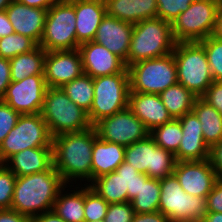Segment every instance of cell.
Wrapping results in <instances>:
<instances>
[{
  "label": "cell",
  "mask_w": 222,
  "mask_h": 222,
  "mask_svg": "<svg viewBox=\"0 0 222 222\" xmlns=\"http://www.w3.org/2000/svg\"><path fill=\"white\" fill-rule=\"evenodd\" d=\"M97 138L94 126L53 137V167L66 185L72 181L76 183L77 179L83 181L84 178L91 184L92 150Z\"/></svg>",
  "instance_id": "obj_1"
},
{
  "label": "cell",
  "mask_w": 222,
  "mask_h": 222,
  "mask_svg": "<svg viewBox=\"0 0 222 222\" xmlns=\"http://www.w3.org/2000/svg\"><path fill=\"white\" fill-rule=\"evenodd\" d=\"M65 185L53 165L46 171L17 177L11 209L30 218L51 211Z\"/></svg>",
  "instance_id": "obj_2"
},
{
  "label": "cell",
  "mask_w": 222,
  "mask_h": 222,
  "mask_svg": "<svg viewBox=\"0 0 222 222\" xmlns=\"http://www.w3.org/2000/svg\"><path fill=\"white\" fill-rule=\"evenodd\" d=\"M176 43L170 22L152 18L134 24L127 68L136 62L172 53Z\"/></svg>",
  "instance_id": "obj_3"
},
{
  "label": "cell",
  "mask_w": 222,
  "mask_h": 222,
  "mask_svg": "<svg viewBox=\"0 0 222 222\" xmlns=\"http://www.w3.org/2000/svg\"><path fill=\"white\" fill-rule=\"evenodd\" d=\"M52 137L90 128L87 112L77 106L61 87H48L40 112Z\"/></svg>",
  "instance_id": "obj_4"
},
{
  "label": "cell",
  "mask_w": 222,
  "mask_h": 222,
  "mask_svg": "<svg viewBox=\"0 0 222 222\" xmlns=\"http://www.w3.org/2000/svg\"><path fill=\"white\" fill-rule=\"evenodd\" d=\"M173 55L178 83L201 97L214 81L203 45L199 41L177 42Z\"/></svg>",
  "instance_id": "obj_5"
},
{
  "label": "cell",
  "mask_w": 222,
  "mask_h": 222,
  "mask_svg": "<svg viewBox=\"0 0 222 222\" xmlns=\"http://www.w3.org/2000/svg\"><path fill=\"white\" fill-rule=\"evenodd\" d=\"M159 210L171 222H201L207 214L206 198L187 194L175 174L160 180Z\"/></svg>",
  "instance_id": "obj_6"
},
{
  "label": "cell",
  "mask_w": 222,
  "mask_h": 222,
  "mask_svg": "<svg viewBox=\"0 0 222 222\" xmlns=\"http://www.w3.org/2000/svg\"><path fill=\"white\" fill-rule=\"evenodd\" d=\"M39 46L46 52L78 49L74 0H61L47 10Z\"/></svg>",
  "instance_id": "obj_7"
},
{
  "label": "cell",
  "mask_w": 222,
  "mask_h": 222,
  "mask_svg": "<svg viewBox=\"0 0 222 222\" xmlns=\"http://www.w3.org/2000/svg\"><path fill=\"white\" fill-rule=\"evenodd\" d=\"M130 92L160 94L178 83L173 52L162 57L136 62L128 67Z\"/></svg>",
  "instance_id": "obj_8"
},
{
  "label": "cell",
  "mask_w": 222,
  "mask_h": 222,
  "mask_svg": "<svg viewBox=\"0 0 222 222\" xmlns=\"http://www.w3.org/2000/svg\"><path fill=\"white\" fill-rule=\"evenodd\" d=\"M94 99L87 113L94 126L98 121L128 108L130 92L129 73H119L93 78Z\"/></svg>",
  "instance_id": "obj_9"
},
{
  "label": "cell",
  "mask_w": 222,
  "mask_h": 222,
  "mask_svg": "<svg viewBox=\"0 0 222 222\" xmlns=\"http://www.w3.org/2000/svg\"><path fill=\"white\" fill-rule=\"evenodd\" d=\"M53 137L40 113L21 114L17 124L0 144V164L14 154L36 147H52Z\"/></svg>",
  "instance_id": "obj_10"
},
{
  "label": "cell",
  "mask_w": 222,
  "mask_h": 222,
  "mask_svg": "<svg viewBox=\"0 0 222 222\" xmlns=\"http://www.w3.org/2000/svg\"><path fill=\"white\" fill-rule=\"evenodd\" d=\"M220 0H196L172 22L176 42H195L212 35Z\"/></svg>",
  "instance_id": "obj_11"
},
{
  "label": "cell",
  "mask_w": 222,
  "mask_h": 222,
  "mask_svg": "<svg viewBox=\"0 0 222 222\" xmlns=\"http://www.w3.org/2000/svg\"><path fill=\"white\" fill-rule=\"evenodd\" d=\"M124 161L139 173L158 180L173 174L177 162L175 155L158 146L150 135L125 147Z\"/></svg>",
  "instance_id": "obj_12"
},
{
  "label": "cell",
  "mask_w": 222,
  "mask_h": 222,
  "mask_svg": "<svg viewBox=\"0 0 222 222\" xmlns=\"http://www.w3.org/2000/svg\"><path fill=\"white\" fill-rule=\"evenodd\" d=\"M94 127L100 139L124 147L145 139L150 133L129 108L101 119Z\"/></svg>",
  "instance_id": "obj_13"
},
{
  "label": "cell",
  "mask_w": 222,
  "mask_h": 222,
  "mask_svg": "<svg viewBox=\"0 0 222 222\" xmlns=\"http://www.w3.org/2000/svg\"><path fill=\"white\" fill-rule=\"evenodd\" d=\"M47 88L44 75H32L11 81L2 100L20 114L40 113Z\"/></svg>",
  "instance_id": "obj_14"
},
{
  "label": "cell",
  "mask_w": 222,
  "mask_h": 222,
  "mask_svg": "<svg viewBox=\"0 0 222 222\" xmlns=\"http://www.w3.org/2000/svg\"><path fill=\"white\" fill-rule=\"evenodd\" d=\"M182 189L192 196L206 198L218 179L210 159L178 161L174 172Z\"/></svg>",
  "instance_id": "obj_15"
},
{
  "label": "cell",
  "mask_w": 222,
  "mask_h": 222,
  "mask_svg": "<svg viewBox=\"0 0 222 222\" xmlns=\"http://www.w3.org/2000/svg\"><path fill=\"white\" fill-rule=\"evenodd\" d=\"M83 73L82 59L78 49L46 52L44 77L47 87H62Z\"/></svg>",
  "instance_id": "obj_16"
},
{
  "label": "cell",
  "mask_w": 222,
  "mask_h": 222,
  "mask_svg": "<svg viewBox=\"0 0 222 222\" xmlns=\"http://www.w3.org/2000/svg\"><path fill=\"white\" fill-rule=\"evenodd\" d=\"M78 50L82 59L83 72L92 78L129 73L121 58L94 41L80 44Z\"/></svg>",
  "instance_id": "obj_17"
},
{
  "label": "cell",
  "mask_w": 222,
  "mask_h": 222,
  "mask_svg": "<svg viewBox=\"0 0 222 222\" xmlns=\"http://www.w3.org/2000/svg\"><path fill=\"white\" fill-rule=\"evenodd\" d=\"M183 137L180 142L176 161H201L210 158V148L203 139L202 125L192 111L178 118Z\"/></svg>",
  "instance_id": "obj_18"
},
{
  "label": "cell",
  "mask_w": 222,
  "mask_h": 222,
  "mask_svg": "<svg viewBox=\"0 0 222 222\" xmlns=\"http://www.w3.org/2000/svg\"><path fill=\"white\" fill-rule=\"evenodd\" d=\"M133 24L106 15L97 28L94 42L105 46L121 58L127 66Z\"/></svg>",
  "instance_id": "obj_19"
},
{
  "label": "cell",
  "mask_w": 222,
  "mask_h": 222,
  "mask_svg": "<svg viewBox=\"0 0 222 222\" xmlns=\"http://www.w3.org/2000/svg\"><path fill=\"white\" fill-rule=\"evenodd\" d=\"M48 9L26 6L13 0L5 9L15 33L33 39L38 45L42 38Z\"/></svg>",
  "instance_id": "obj_20"
},
{
  "label": "cell",
  "mask_w": 222,
  "mask_h": 222,
  "mask_svg": "<svg viewBox=\"0 0 222 222\" xmlns=\"http://www.w3.org/2000/svg\"><path fill=\"white\" fill-rule=\"evenodd\" d=\"M128 108L149 132L173 119L158 94L129 92Z\"/></svg>",
  "instance_id": "obj_21"
},
{
  "label": "cell",
  "mask_w": 222,
  "mask_h": 222,
  "mask_svg": "<svg viewBox=\"0 0 222 222\" xmlns=\"http://www.w3.org/2000/svg\"><path fill=\"white\" fill-rule=\"evenodd\" d=\"M77 41H93L97 28L106 16L104 0H74Z\"/></svg>",
  "instance_id": "obj_22"
},
{
  "label": "cell",
  "mask_w": 222,
  "mask_h": 222,
  "mask_svg": "<svg viewBox=\"0 0 222 222\" xmlns=\"http://www.w3.org/2000/svg\"><path fill=\"white\" fill-rule=\"evenodd\" d=\"M4 164L16 177L46 171L53 165L52 147L28 148L14 154Z\"/></svg>",
  "instance_id": "obj_23"
},
{
  "label": "cell",
  "mask_w": 222,
  "mask_h": 222,
  "mask_svg": "<svg viewBox=\"0 0 222 222\" xmlns=\"http://www.w3.org/2000/svg\"><path fill=\"white\" fill-rule=\"evenodd\" d=\"M104 3L106 15L133 25L157 18V0H104Z\"/></svg>",
  "instance_id": "obj_24"
},
{
  "label": "cell",
  "mask_w": 222,
  "mask_h": 222,
  "mask_svg": "<svg viewBox=\"0 0 222 222\" xmlns=\"http://www.w3.org/2000/svg\"><path fill=\"white\" fill-rule=\"evenodd\" d=\"M125 158V147L104 141L99 137L94 141L91 164V183L105 175L115 171Z\"/></svg>",
  "instance_id": "obj_25"
},
{
  "label": "cell",
  "mask_w": 222,
  "mask_h": 222,
  "mask_svg": "<svg viewBox=\"0 0 222 222\" xmlns=\"http://www.w3.org/2000/svg\"><path fill=\"white\" fill-rule=\"evenodd\" d=\"M192 111L202 125L203 139L211 149L222 141V115L201 97H197Z\"/></svg>",
  "instance_id": "obj_26"
},
{
  "label": "cell",
  "mask_w": 222,
  "mask_h": 222,
  "mask_svg": "<svg viewBox=\"0 0 222 222\" xmlns=\"http://www.w3.org/2000/svg\"><path fill=\"white\" fill-rule=\"evenodd\" d=\"M46 51L39 45L26 53L10 60L11 81H21L32 75H44Z\"/></svg>",
  "instance_id": "obj_27"
},
{
  "label": "cell",
  "mask_w": 222,
  "mask_h": 222,
  "mask_svg": "<svg viewBox=\"0 0 222 222\" xmlns=\"http://www.w3.org/2000/svg\"><path fill=\"white\" fill-rule=\"evenodd\" d=\"M64 188L67 185L59 191L52 210L66 222H85L84 187L78 190L80 187L76 186V191L70 190L72 193L64 191Z\"/></svg>",
  "instance_id": "obj_28"
},
{
  "label": "cell",
  "mask_w": 222,
  "mask_h": 222,
  "mask_svg": "<svg viewBox=\"0 0 222 222\" xmlns=\"http://www.w3.org/2000/svg\"><path fill=\"white\" fill-rule=\"evenodd\" d=\"M162 103L174 119L192 112L194 102L197 98L191 91L180 83L169 86L160 94Z\"/></svg>",
  "instance_id": "obj_29"
},
{
  "label": "cell",
  "mask_w": 222,
  "mask_h": 222,
  "mask_svg": "<svg viewBox=\"0 0 222 222\" xmlns=\"http://www.w3.org/2000/svg\"><path fill=\"white\" fill-rule=\"evenodd\" d=\"M90 187L109 204L128 202V192H124L123 178L115 171L95 179Z\"/></svg>",
  "instance_id": "obj_30"
},
{
  "label": "cell",
  "mask_w": 222,
  "mask_h": 222,
  "mask_svg": "<svg viewBox=\"0 0 222 222\" xmlns=\"http://www.w3.org/2000/svg\"><path fill=\"white\" fill-rule=\"evenodd\" d=\"M61 89L77 106L87 113L90 111L94 99V83L91 76L83 73L80 77L65 83Z\"/></svg>",
  "instance_id": "obj_31"
},
{
  "label": "cell",
  "mask_w": 222,
  "mask_h": 222,
  "mask_svg": "<svg viewBox=\"0 0 222 222\" xmlns=\"http://www.w3.org/2000/svg\"><path fill=\"white\" fill-rule=\"evenodd\" d=\"M160 180L148 177L141 181L138 195L131 200L134 213H149L159 210Z\"/></svg>",
  "instance_id": "obj_32"
},
{
  "label": "cell",
  "mask_w": 222,
  "mask_h": 222,
  "mask_svg": "<svg viewBox=\"0 0 222 222\" xmlns=\"http://www.w3.org/2000/svg\"><path fill=\"white\" fill-rule=\"evenodd\" d=\"M149 135L155 143L166 151L176 154L183 137L179 119H172L165 124L154 128Z\"/></svg>",
  "instance_id": "obj_33"
},
{
  "label": "cell",
  "mask_w": 222,
  "mask_h": 222,
  "mask_svg": "<svg viewBox=\"0 0 222 222\" xmlns=\"http://www.w3.org/2000/svg\"><path fill=\"white\" fill-rule=\"evenodd\" d=\"M38 44L31 38L13 33L0 38V57L11 59L35 49Z\"/></svg>",
  "instance_id": "obj_34"
},
{
  "label": "cell",
  "mask_w": 222,
  "mask_h": 222,
  "mask_svg": "<svg viewBox=\"0 0 222 222\" xmlns=\"http://www.w3.org/2000/svg\"><path fill=\"white\" fill-rule=\"evenodd\" d=\"M86 184L83 185L85 221L102 220L107 214L109 203H107L98 193H96L90 187V185H88V183Z\"/></svg>",
  "instance_id": "obj_35"
},
{
  "label": "cell",
  "mask_w": 222,
  "mask_h": 222,
  "mask_svg": "<svg viewBox=\"0 0 222 222\" xmlns=\"http://www.w3.org/2000/svg\"><path fill=\"white\" fill-rule=\"evenodd\" d=\"M204 49L214 81H222V40L210 35L199 41Z\"/></svg>",
  "instance_id": "obj_36"
},
{
  "label": "cell",
  "mask_w": 222,
  "mask_h": 222,
  "mask_svg": "<svg viewBox=\"0 0 222 222\" xmlns=\"http://www.w3.org/2000/svg\"><path fill=\"white\" fill-rule=\"evenodd\" d=\"M115 172L119 176H122L124 192H128V202H130L138 195L141 181H146L148 176L139 173L133 166L125 161L115 170Z\"/></svg>",
  "instance_id": "obj_37"
},
{
  "label": "cell",
  "mask_w": 222,
  "mask_h": 222,
  "mask_svg": "<svg viewBox=\"0 0 222 222\" xmlns=\"http://www.w3.org/2000/svg\"><path fill=\"white\" fill-rule=\"evenodd\" d=\"M16 179V175L5 164H0V209L11 208Z\"/></svg>",
  "instance_id": "obj_38"
},
{
  "label": "cell",
  "mask_w": 222,
  "mask_h": 222,
  "mask_svg": "<svg viewBox=\"0 0 222 222\" xmlns=\"http://www.w3.org/2000/svg\"><path fill=\"white\" fill-rule=\"evenodd\" d=\"M196 0H157V18L172 22Z\"/></svg>",
  "instance_id": "obj_39"
},
{
  "label": "cell",
  "mask_w": 222,
  "mask_h": 222,
  "mask_svg": "<svg viewBox=\"0 0 222 222\" xmlns=\"http://www.w3.org/2000/svg\"><path fill=\"white\" fill-rule=\"evenodd\" d=\"M20 115L19 112L0 99V144L15 127Z\"/></svg>",
  "instance_id": "obj_40"
},
{
  "label": "cell",
  "mask_w": 222,
  "mask_h": 222,
  "mask_svg": "<svg viewBox=\"0 0 222 222\" xmlns=\"http://www.w3.org/2000/svg\"><path fill=\"white\" fill-rule=\"evenodd\" d=\"M134 209L131 202L111 203L109 204L107 214L104 217L105 222H132Z\"/></svg>",
  "instance_id": "obj_41"
},
{
  "label": "cell",
  "mask_w": 222,
  "mask_h": 222,
  "mask_svg": "<svg viewBox=\"0 0 222 222\" xmlns=\"http://www.w3.org/2000/svg\"><path fill=\"white\" fill-rule=\"evenodd\" d=\"M201 98L222 115V81H213Z\"/></svg>",
  "instance_id": "obj_42"
},
{
  "label": "cell",
  "mask_w": 222,
  "mask_h": 222,
  "mask_svg": "<svg viewBox=\"0 0 222 222\" xmlns=\"http://www.w3.org/2000/svg\"><path fill=\"white\" fill-rule=\"evenodd\" d=\"M207 212L222 213V178H218L206 197Z\"/></svg>",
  "instance_id": "obj_43"
},
{
  "label": "cell",
  "mask_w": 222,
  "mask_h": 222,
  "mask_svg": "<svg viewBox=\"0 0 222 222\" xmlns=\"http://www.w3.org/2000/svg\"><path fill=\"white\" fill-rule=\"evenodd\" d=\"M11 84L10 60L0 57V99L5 95Z\"/></svg>",
  "instance_id": "obj_44"
},
{
  "label": "cell",
  "mask_w": 222,
  "mask_h": 222,
  "mask_svg": "<svg viewBox=\"0 0 222 222\" xmlns=\"http://www.w3.org/2000/svg\"><path fill=\"white\" fill-rule=\"evenodd\" d=\"M132 222H171L160 211L149 212V213H134Z\"/></svg>",
  "instance_id": "obj_45"
},
{
  "label": "cell",
  "mask_w": 222,
  "mask_h": 222,
  "mask_svg": "<svg viewBox=\"0 0 222 222\" xmlns=\"http://www.w3.org/2000/svg\"><path fill=\"white\" fill-rule=\"evenodd\" d=\"M209 159L216 170L217 177L222 178V141L210 149Z\"/></svg>",
  "instance_id": "obj_46"
},
{
  "label": "cell",
  "mask_w": 222,
  "mask_h": 222,
  "mask_svg": "<svg viewBox=\"0 0 222 222\" xmlns=\"http://www.w3.org/2000/svg\"><path fill=\"white\" fill-rule=\"evenodd\" d=\"M0 222H32V218L13 209H0Z\"/></svg>",
  "instance_id": "obj_47"
},
{
  "label": "cell",
  "mask_w": 222,
  "mask_h": 222,
  "mask_svg": "<svg viewBox=\"0 0 222 222\" xmlns=\"http://www.w3.org/2000/svg\"><path fill=\"white\" fill-rule=\"evenodd\" d=\"M15 33L6 11H0V38Z\"/></svg>",
  "instance_id": "obj_48"
},
{
  "label": "cell",
  "mask_w": 222,
  "mask_h": 222,
  "mask_svg": "<svg viewBox=\"0 0 222 222\" xmlns=\"http://www.w3.org/2000/svg\"><path fill=\"white\" fill-rule=\"evenodd\" d=\"M32 222H66L58 216L53 210L44 212L32 218Z\"/></svg>",
  "instance_id": "obj_49"
},
{
  "label": "cell",
  "mask_w": 222,
  "mask_h": 222,
  "mask_svg": "<svg viewBox=\"0 0 222 222\" xmlns=\"http://www.w3.org/2000/svg\"><path fill=\"white\" fill-rule=\"evenodd\" d=\"M18 1L26 6L41 8V9H49L53 4L61 0H18Z\"/></svg>",
  "instance_id": "obj_50"
},
{
  "label": "cell",
  "mask_w": 222,
  "mask_h": 222,
  "mask_svg": "<svg viewBox=\"0 0 222 222\" xmlns=\"http://www.w3.org/2000/svg\"><path fill=\"white\" fill-rule=\"evenodd\" d=\"M212 36H214L217 39L222 40V0H220V4L217 10V16H216Z\"/></svg>",
  "instance_id": "obj_51"
},
{
  "label": "cell",
  "mask_w": 222,
  "mask_h": 222,
  "mask_svg": "<svg viewBox=\"0 0 222 222\" xmlns=\"http://www.w3.org/2000/svg\"><path fill=\"white\" fill-rule=\"evenodd\" d=\"M201 222H222V213L207 212L206 216Z\"/></svg>",
  "instance_id": "obj_52"
},
{
  "label": "cell",
  "mask_w": 222,
  "mask_h": 222,
  "mask_svg": "<svg viewBox=\"0 0 222 222\" xmlns=\"http://www.w3.org/2000/svg\"><path fill=\"white\" fill-rule=\"evenodd\" d=\"M13 0H0V11H4Z\"/></svg>",
  "instance_id": "obj_53"
},
{
  "label": "cell",
  "mask_w": 222,
  "mask_h": 222,
  "mask_svg": "<svg viewBox=\"0 0 222 222\" xmlns=\"http://www.w3.org/2000/svg\"><path fill=\"white\" fill-rule=\"evenodd\" d=\"M85 222H105L104 219L98 221H85Z\"/></svg>",
  "instance_id": "obj_54"
}]
</instances>
